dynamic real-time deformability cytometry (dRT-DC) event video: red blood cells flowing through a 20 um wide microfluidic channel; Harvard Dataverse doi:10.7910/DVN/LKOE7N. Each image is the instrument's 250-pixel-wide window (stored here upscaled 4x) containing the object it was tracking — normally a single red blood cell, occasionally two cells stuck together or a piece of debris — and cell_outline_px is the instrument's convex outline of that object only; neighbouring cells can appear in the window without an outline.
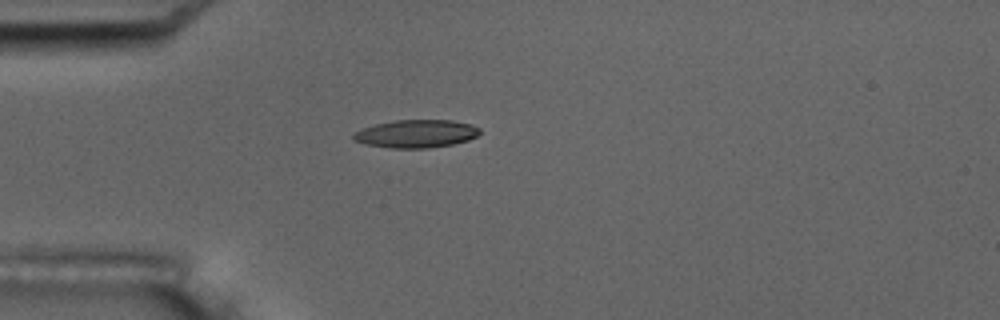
{"species": "common noctule bat (a hibernating species)", "species_latin": "Nyctalus noctula", "temperature_condition": "room temperature", "stored_images_in_passage": 5, "camera_frame_rate_fps": 3000, "um_per_image_px": 0.085, "animal": {"sex": "male", "body_mass_g": 17.5, "forearm_length_mm": 52.3}, "frame": {"image": 1, "passage_image": 4, "time_ms": 3.333, "image_size_px": [1000, 320], "cell_outline_px": [[480, 132], [476, 136], [468, 140], [452, 144], [428, 148], [392, 148], [364, 144], [352, 140], [352, 136], [356, 132], [364, 128], [376, 124], [396, 120], [452, 120], [472, 124], [480, 128]], "centroid_in_image_um": [35.38, 11.37], "position_along_channel_um": 49.6, "area_um2": 20.52}}